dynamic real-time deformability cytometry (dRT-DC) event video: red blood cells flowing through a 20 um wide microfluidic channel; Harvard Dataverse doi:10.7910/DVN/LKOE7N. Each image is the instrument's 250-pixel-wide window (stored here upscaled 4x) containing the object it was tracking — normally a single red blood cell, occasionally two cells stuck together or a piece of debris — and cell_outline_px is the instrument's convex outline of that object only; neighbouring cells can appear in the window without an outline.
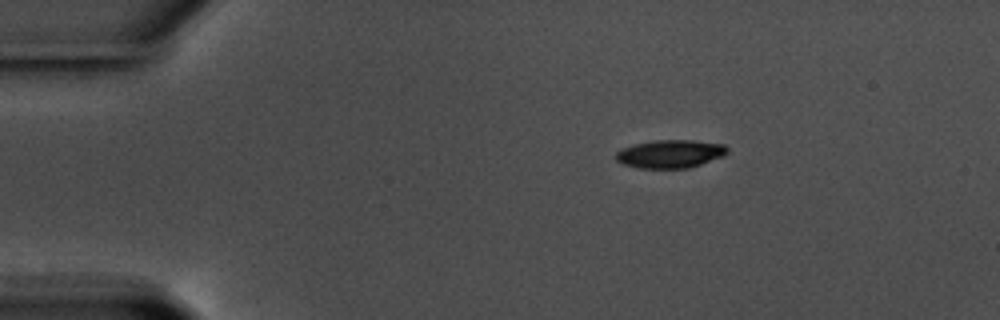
{"species": "common noctule bat (a hibernating species)", "species_latin": "Nyctalus noctula", "temperature_condition": "warm", "stored_images_in_passage": 49, "camera_frame_rate_fps": 3000, "um_per_image_px": 0.085, "animal": {"sex": "male", "body_mass_g": 17.5, "forearm_length_mm": 52.3}, "frame": {"image": 1, "passage_image": 1, "time_ms": 0.0, "image_size_px": [1000, 320], "cell_outline_px": [[728, 152], [724, 156], [688, 168], [640, 168], [624, 164], [616, 160], [616, 152], [620, 148], [636, 144], [656, 140], [692, 140], [724, 144], [728, 148]], "centroid_in_image_um": [56.98, 13.07], "position_along_channel_um": 28.0, "area_um2": 18.21}}
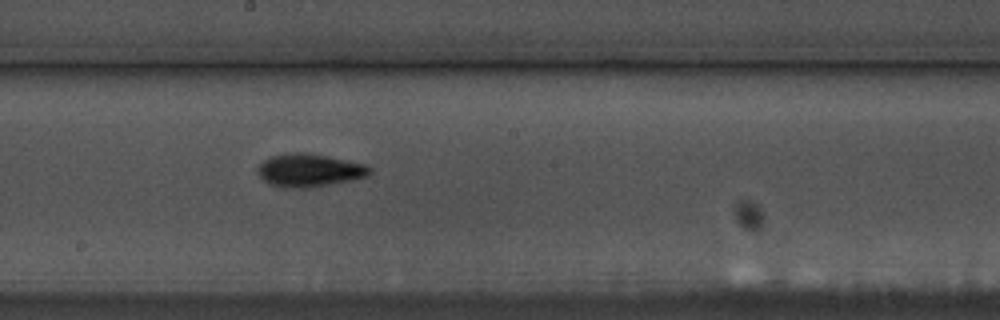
{"frame": {"image": 2, "passage_image": 23, "time_ms": 7.333, "image_size_px": [1000, 320], "cell_outline_px": [[372, 172], [368, 176], [352, 180], [308, 188], [280, 188], [268, 184], [256, 172], [256, 168], [264, 160], [272, 156], [292, 152], [304, 152], [364, 164], [372, 168]], "centroid_in_image_um": [26.25, 14.49], "position_along_channel_um": 221.9, "area_um2": 21.56}}
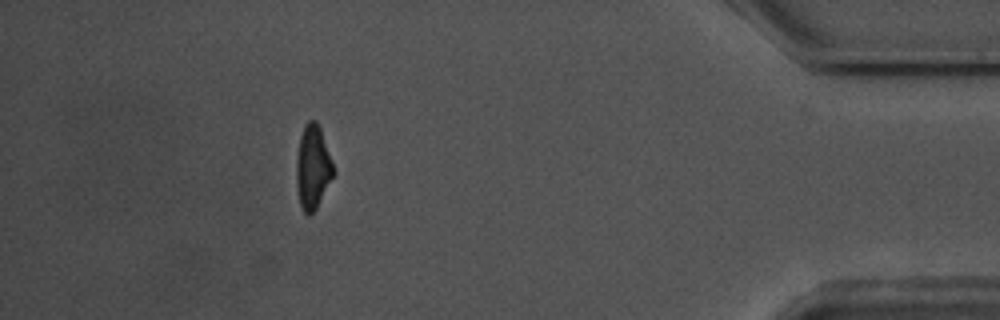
{"frame": {"image": 3, "passage_image": 43, "time_ms": 14.0, "image_size_px": [1000, 320], "cell_outline_px": [[336, 172], [316, 208], [308, 216], [304, 212], [300, 204], [296, 184], [296, 160], [300, 136], [304, 124], [308, 120], [316, 120], [320, 128], [332, 160]], "centroid_in_image_um": [26.59, 14.19], "position_along_channel_um": 408.6, "area_um2": 18.15}, "authors_computed_cell_mechanics": {"area_um2": 19.074, "velocity_mm_per_s": 3.5583, "shape_relaxation_time_tau1_ms": 4.4852, "shape_relaxation_time_tau2_ms": 6.9782, "deformation_change_tau1": 0.1702, "deformation_change_tau2": 0.1117}}